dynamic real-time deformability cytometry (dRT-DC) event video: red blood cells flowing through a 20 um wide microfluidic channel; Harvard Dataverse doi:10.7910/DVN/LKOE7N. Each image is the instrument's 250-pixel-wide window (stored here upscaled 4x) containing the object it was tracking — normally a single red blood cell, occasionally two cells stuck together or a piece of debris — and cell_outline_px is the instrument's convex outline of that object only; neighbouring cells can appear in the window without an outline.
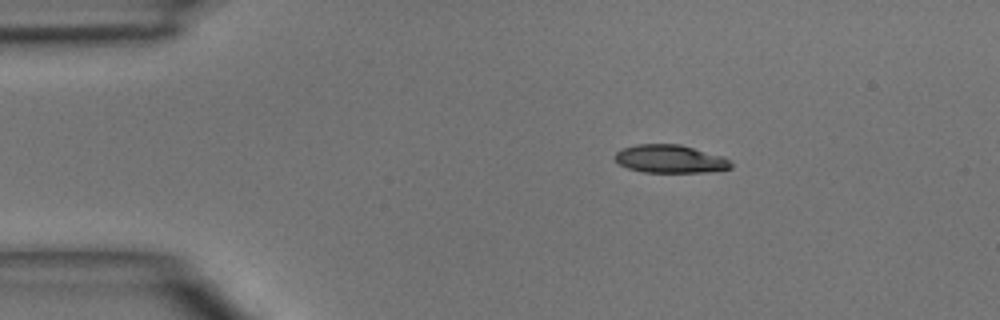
{"species": "common noctule bat (a hibernating species)", "species_latin": "Nyctalus noctula", "temperature_condition": "room temperature", "stored_images_in_passage": 4, "segment_of_instrument_passage": [1, 2], "camera_frame_rate_fps": 3000, "um_per_image_px": 0.085, "animal": {"sex": "male", "body_mass_g": 15.6}, "frame": {"image": 1, "passage_image": 2, "time_ms": 1.0, "image_size_px": [1000, 320], "cell_outline_px": [[732, 168], [712, 172], [644, 172], [628, 168], [620, 164], [616, 160], [616, 152], [624, 148], [636, 144], [680, 144], [724, 156], [732, 164]], "centroid_in_image_um": [57.01, 13.51], "position_along_channel_um": 28.0, "area_um2": 18.96}}